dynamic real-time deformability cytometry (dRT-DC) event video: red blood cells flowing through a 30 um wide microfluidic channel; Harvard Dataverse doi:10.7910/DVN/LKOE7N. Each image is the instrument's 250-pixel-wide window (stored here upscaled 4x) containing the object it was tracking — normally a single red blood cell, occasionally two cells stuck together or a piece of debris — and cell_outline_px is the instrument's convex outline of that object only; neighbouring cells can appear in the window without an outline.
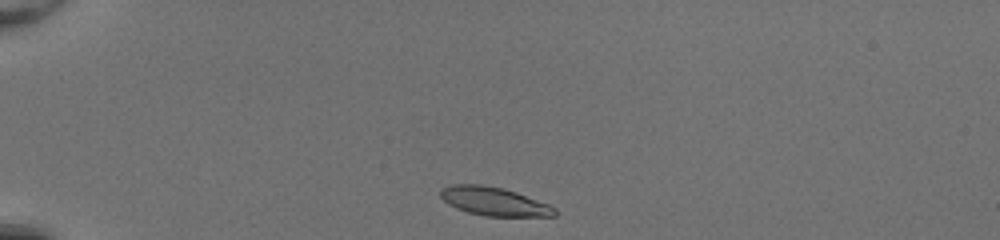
{"species": "common noctule bat (a hibernating species)", "species_latin": "Nyctalus noctula", "temperature_condition": "room temperature", "stored_images_in_passage": 39, "camera_frame_rate_fps": 3000, "um_per_image_px": 0.085, "animal": {"sex": "female", "body_mass_g": 20.0, "forearm_length_mm": 54.0}, "frame": {"image": 1, "passage_image": 1, "time_ms": 0.0, "image_size_px": [1000, 240], "cell_outline_px": [[556, 216], [484, 216], [468, 212], [456, 208], [448, 204], [440, 196], [440, 188], [452, 184], [484, 184], [504, 188], [516, 192], [548, 204], [556, 208]], "centroid_in_image_um": [41.97, 17.11], "position_along_channel_um": 43.0, "area_um2": 19.07}}
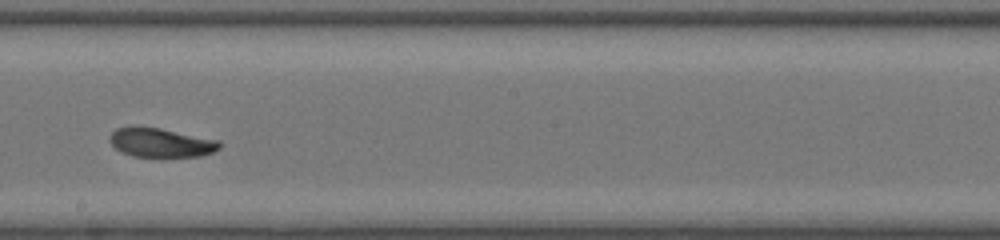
{"frame": {"image": 2, "passage_image": 19, "time_ms": 6.0, "image_size_px": [1000, 240], "cell_outline_px": [[220, 148], [212, 152], [200, 156], [132, 156], [120, 152], [108, 140], [108, 136], [116, 128], [128, 124], [132, 124], [160, 128], [220, 140]], "centroid_in_image_um": [13.6, 12.08], "position_along_channel_um": 234.6, "area_um2": 18.96}}
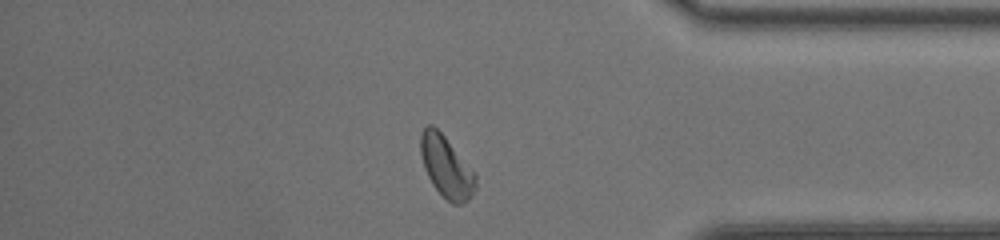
{"frame": {"image": 3, "passage_image": 32, "time_ms": 10.333, "image_size_px": [1000, 240], "cell_outline_px": [[476, 188], [472, 196], [468, 200], [460, 204], [452, 204], [432, 184], [424, 168], [420, 152], [420, 132], [428, 124], [432, 124], [444, 136], [476, 172]], "centroid_in_image_um": [37.95, 14.17], "position_along_channel_um": 397.3, "area_um2": 19.71}, "authors_computed_cell_mechanics": {"area_um2": 19.363, "velocity_mm_per_s": 4.111, "shape_relaxation_time_tau1_ms": 6.5514, "shape_relaxation_time_tau2_ms": 2.282, "deformation_change_tau1": 0.2247, "deformation_change_tau2": 0.0693}}